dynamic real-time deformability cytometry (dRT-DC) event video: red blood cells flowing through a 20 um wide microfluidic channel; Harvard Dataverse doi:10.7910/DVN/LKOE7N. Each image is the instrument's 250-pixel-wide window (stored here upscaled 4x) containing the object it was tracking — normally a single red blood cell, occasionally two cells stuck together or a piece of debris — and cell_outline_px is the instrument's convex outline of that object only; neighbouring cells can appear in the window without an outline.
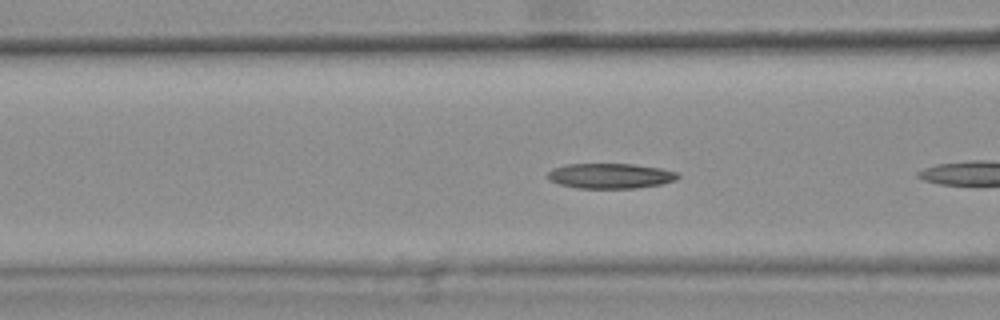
{"species": "common noctule bat (a hibernating species)", "species_latin": "Nyctalus noctula", "temperature_condition": "warm", "stored_images_in_passage": 6, "camera_frame_rate_fps": 3000, "um_per_image_px": 0.085, "animal": {"sex": "female", "body_mass_g": 25.1}, "frame": {"image": 1, "passage_image": 5, "time_ms": 1.333, "image_size_px": [1000, 320], "cell_outline_px": [[680, 176], [676, 180], [660, 184], [636, 188], [580, 188], [560, 184], [548, 180], [548, 172], [552, 168], [568, 164], [632, 164], [660, 168], [680, 172]], "centroid_in_image_um": [51.9, 14.94], "position_along_channel_um": 114.7, "area_um2": 19.07}}